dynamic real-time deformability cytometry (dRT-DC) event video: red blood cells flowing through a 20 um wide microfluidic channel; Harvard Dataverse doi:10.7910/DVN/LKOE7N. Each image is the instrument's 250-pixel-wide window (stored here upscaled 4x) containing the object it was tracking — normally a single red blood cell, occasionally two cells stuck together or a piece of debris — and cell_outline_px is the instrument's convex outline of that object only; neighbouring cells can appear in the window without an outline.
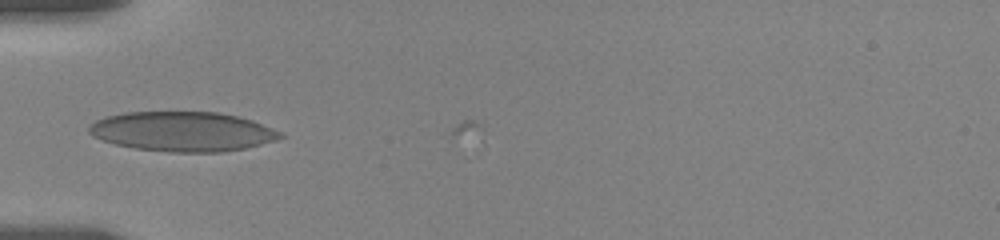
{"species": "human", "species_latin": "Homo sapiens", "temperature_condition": "room temperature", "stored_images_in_passage": 7, "camera_frame_rate_fps": 3000, "um_per_image_px": 0.085, "donor": {"sex": "female"}, "frame": {"image": 1, "passage_image": 4, "time_ms": 1.667, "image_size_px": [1000, 240], "cell_outline_px": [[284, 136], [276, 140], [244, 148], [224, 152], [168, 152], [136, 148], [116, 144], [92, 136], [88, 132], [88, 124], [104, 116], [124, 112], [216, 112], [236, 116], [252, 120], [272, 128], [280, 132]], "centroid_in_image_um": [15.48, 11.17], "position_along_channel_um": 69.5, "area_um2": 44.16}}